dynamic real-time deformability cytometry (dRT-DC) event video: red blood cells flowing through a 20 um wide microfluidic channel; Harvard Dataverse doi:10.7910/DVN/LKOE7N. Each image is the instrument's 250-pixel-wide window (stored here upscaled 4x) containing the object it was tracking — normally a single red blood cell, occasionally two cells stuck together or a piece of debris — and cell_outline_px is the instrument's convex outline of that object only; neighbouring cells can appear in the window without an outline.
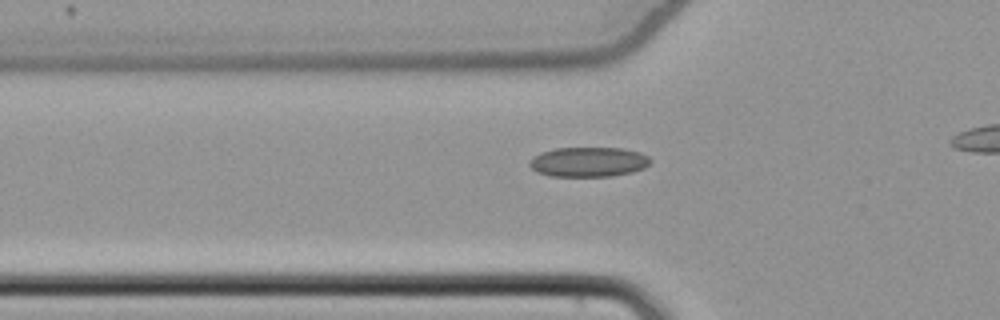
{"species": "common noctule bat (a hibernating species)", "species_latin": "Nyctalus noctula", "temperature_condition": "cold", "stored_images_in_passage": 39, "camera_frame_rate_fps": 3000, "um_per_image_px": 0.085, "animal": {"sex": "female", "body_mass_g": 22.7, "forearm_length_mm": 54.2}, "frame": {"image": 1, "passage_image": 11, "time_ms": 3.333, "image_size_px": [1000, 320], "cell_outline_px": [[652, 160], [644, 168], [632, 172], [612, 176], [548, 176], [536, 172], [528, 164], [540, 152], [556, 148], [620, 148], [640, 152], [648, 156]], "centroid_in_image_um": [50.03, 13.77], "position_along_channel_um": 75.8, "area_um2": 20.92}}
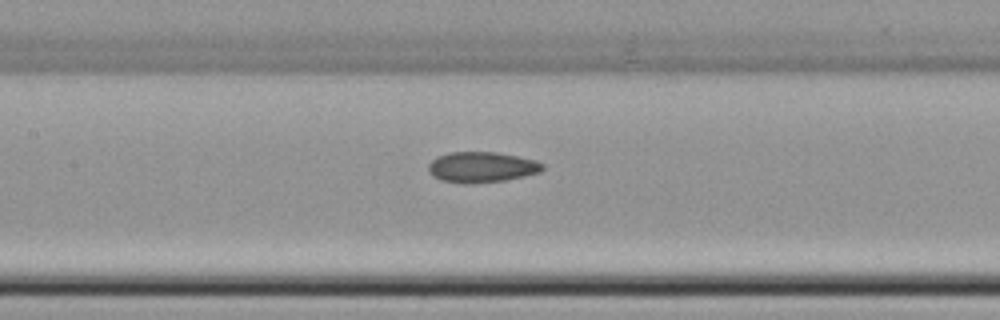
{"frame": {"image": 2, "passage_image": 18, "time_ms": 5.667, "image_size_px": [1000, 320], "cell_outline_px": [[544, 168], [540, 172], [524, 176], [504, 180], [472, 184], [464, 184], [440, 180], [432, 176], [428, 172], [428, 164], [436, 156], [448, 152], [496, 152], [536, 160], [544, 164]], "centroid_in_image_um": [40.9, 14.21], "position_along_channel_um": 166.5, "area_um2": 20.58}}
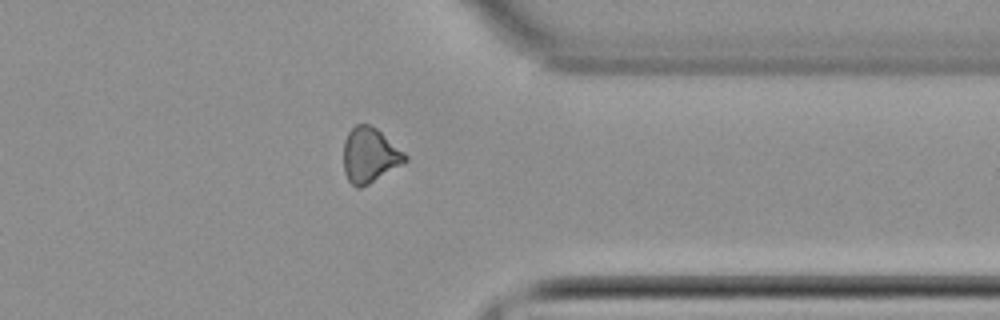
{"frame": {"image": 3, "passage_image": 35, "time_ms": 11.333, "image_size_px": [1000, 320], "cell_outline_px": [[408, 160], [368, 184], [360, 188], [356, 188], [348, 180], [344, 172], [344, 140], [348, 132], [356, 124], [368, 124], [376, 128], [404, 152], [408, 156]], "centroid_in_image_um": [31.41, 13.19], "position_along_channel_um": 380.0, "area_um2": 19.48}, "authors_computed_cell_mechanics": {"area_um2": 20.0566, "velocity_mm_per_s": 3.8784, "shape_relaxation_time_tau1_ms": null, "shape_relaxation_time_tau2_ms": 5.9388, "deformation_change_tau1": null, "deformation_change_tau2": 0.1279}}